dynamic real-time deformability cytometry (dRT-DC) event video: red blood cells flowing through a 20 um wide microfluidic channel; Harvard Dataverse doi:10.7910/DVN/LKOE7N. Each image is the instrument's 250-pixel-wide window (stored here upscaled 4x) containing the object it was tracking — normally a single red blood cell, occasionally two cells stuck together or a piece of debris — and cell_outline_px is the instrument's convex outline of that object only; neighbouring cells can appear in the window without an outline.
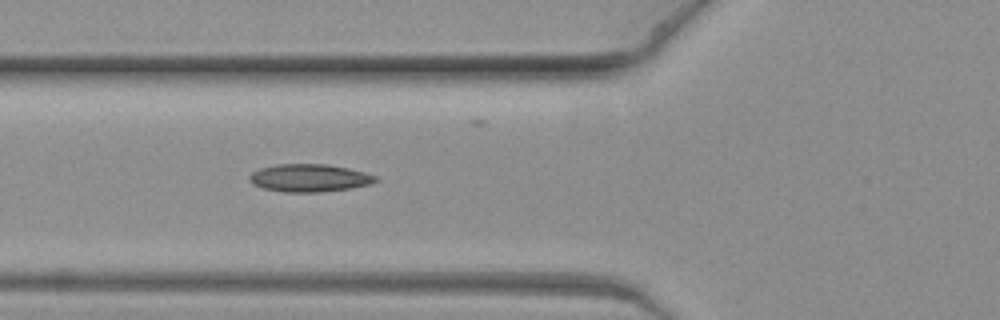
{"species": "common noctule bat (a hibernating species)", "species_latin": "Nyctalus noctula", "temperature_condition": "warm", "stored_images_in_passage": 8, "camera_frame_rate_fps": 3000, "um_per_image_px": 0.085, "animal": {"sex": "female", "body_mass_g": 19.3, "forearm_length_mm": 54.1}, "frame": {"image": 1, "passage_image": 8, "time_ms": 2.333, "image_size_px": [1000, 320], "cell_outline_px": [[380, 180], [368, 184], [352, 188], [320, 192], [284, 192], [264, 188], [252, 184], [248, 180], [248, 176], [252, 172], [260, 168], [276, 164], [328, 164], [348, 168], [364, 172], [376, 176]], "centroid_in_image_um": [26.28, 15.12], "position_along_channel_um": 99.5, "area_um2": 20.46}}